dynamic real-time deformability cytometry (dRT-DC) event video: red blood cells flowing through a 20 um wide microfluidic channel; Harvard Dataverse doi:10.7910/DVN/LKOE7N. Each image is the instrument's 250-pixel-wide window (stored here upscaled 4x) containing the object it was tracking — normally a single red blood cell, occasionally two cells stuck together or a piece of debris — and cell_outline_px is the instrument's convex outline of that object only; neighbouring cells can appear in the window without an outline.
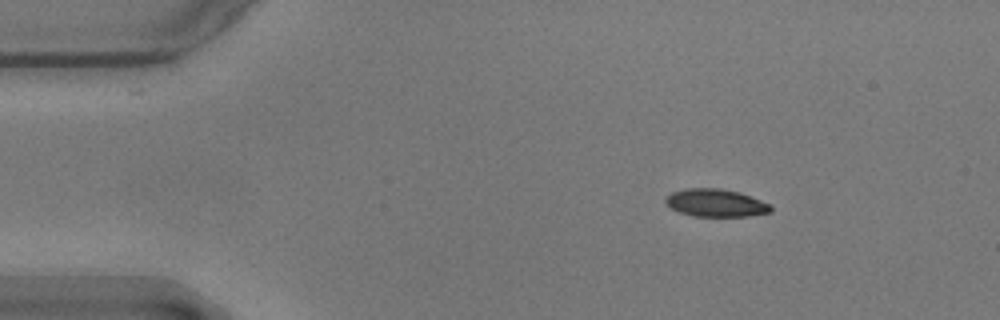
{"species": "common noctule bat (a hibernating species)", "species_latin": "Nyctalus noctula", "temperature_condition": "warm", "stored_images_in_passage": 13, "camera_frame_rate_fps": 3000, "um_per_image_px": 0.085, "animal": {"sex": "male", "body_mass_g": 17.9}, "frame": {"image": 1, "passage_image": 8, "time_ms": 2.333, "image_size_px": [1000, 320], "cell_outline_px": [[772, 212], [748, 216], [692, 216], [680, 212], [672, 208], [664, 200], [672, 192], [684, 188], [720, 188], [740, 192], [772, 204]], "centroid_in_image_um": [60.88, 17.24], "position_along_channel_um": 24.1, "area_um2": 17.05}}